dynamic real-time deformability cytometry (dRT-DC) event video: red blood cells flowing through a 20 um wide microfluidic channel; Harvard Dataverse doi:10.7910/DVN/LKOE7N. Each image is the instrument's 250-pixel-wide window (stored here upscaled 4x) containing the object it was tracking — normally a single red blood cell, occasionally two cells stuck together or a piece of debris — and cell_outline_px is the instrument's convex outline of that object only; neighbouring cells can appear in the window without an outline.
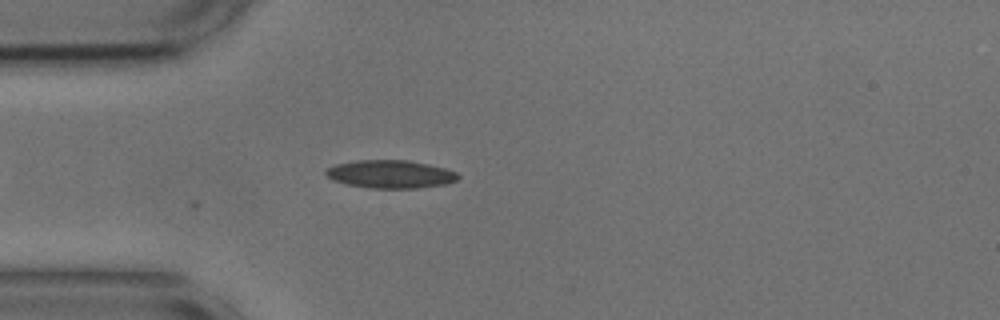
{"species": "common noctule bat (a hibernating species)", "species_latin": "Nyctalus noctula", "temperature_condition": "cold", "stored_images_in_passage": 4, "camera_frame_rate_fps": 3000, "um_per_image_px": 0.085, "animal": {"sex": "male", "body_mass_g": 17.9, "forearm_length_mm": 54.2}, "frame": {"image": 1, "passage_image": 4, "time_ms": 1.0, "image_size_px": [1000, 320], "cell_outline_px": [[460, 176], [456, 180], [444, 184], [416, 188], [368, 188], [348, 184], [332, 180], [324, 172], [328, 168], [336, 164], [356, 160], [408, 160], [428, 164], [444, 168], [456, 172]], "centroid_in_image_um": [33.17, 14.8], "position_along_channel_um": 51.8, "area_um2": 21.44}}